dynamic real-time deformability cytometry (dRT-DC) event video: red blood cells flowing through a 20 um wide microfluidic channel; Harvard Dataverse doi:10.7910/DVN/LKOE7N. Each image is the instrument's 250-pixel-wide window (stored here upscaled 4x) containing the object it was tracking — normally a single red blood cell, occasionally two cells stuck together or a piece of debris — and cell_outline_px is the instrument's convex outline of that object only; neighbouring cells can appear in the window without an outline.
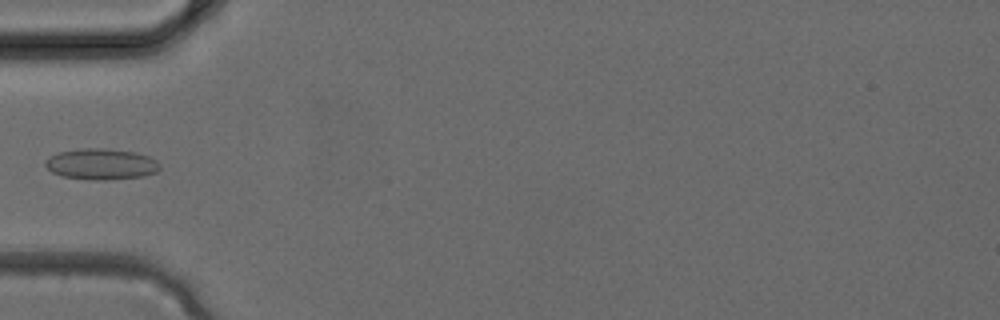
{"species": "common noctule bat (a hibernating species)", "species_latin": "Nyctalus noctula", "temperature_condition": "cold", "stored_images_in_passage": 4, "camera_frame_rate_fps": 3000, "um_per_image_px": 0.085, "animal": {"sex": "female", "body_mass_g": 24.6, "forearm_length_mm": 56.2}, "frame": {"image": 1, "passage_image": 4, "time_ms": 1.0, "image_size_px": [1000, 320], "cell_outline_px": [[160, 168], [156, 172], [144, 176], [108, 180], [96, 180], [60, 176], [52, 172], [44, 164], [44, 160], [48, 156], [60, 152], [80, 148], [104, 148], [136, 152], [148, 156], [156, 160], [160, 164]], "centroid_in_image_um": [8.59, 13.94], "position_along_channel_um": 76.4, "area_um2": 20.87}}